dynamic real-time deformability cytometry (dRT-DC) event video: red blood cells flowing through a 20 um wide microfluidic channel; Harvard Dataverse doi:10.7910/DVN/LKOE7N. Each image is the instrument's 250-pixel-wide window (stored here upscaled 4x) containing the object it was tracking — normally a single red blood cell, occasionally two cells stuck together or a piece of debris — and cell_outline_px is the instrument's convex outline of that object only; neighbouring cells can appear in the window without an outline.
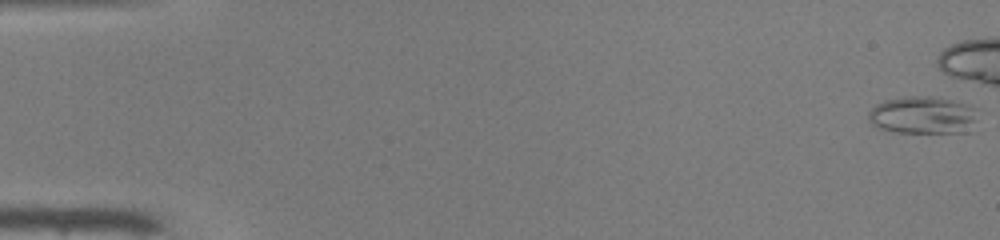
{"species": "common noctule bat (a hibernating species)", "species_latin": "Nyctalus noctula", "temperature_condition": "warm", "stored_images_in_passage": 40, "camera_frame_rate_fps": 3000, "um_per_image_px": 0.085, "animal": {"sex": "male", "body_mass_g": 19.0, "forearm_length_mm": 50.8}, "frame": {"image": 1, "passage_image": 1, "time_ms": 0.0, "image_size_px": [1000, 240], "cell_outline_px": [[980, 108], [972, 132], [896, 132], [880, 128], [872, 124], [868, 120], [868, 112], [876, 104], [884, 100], [904, 96], [936, 96], [956, 100], [972, 104]], "centroid_in_image_um": [78.54, 9.76], "position_along_channel_um": 6.5, "area_um2": 24.68}}
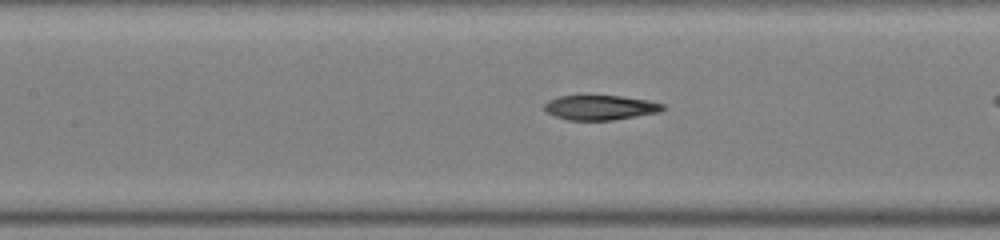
{"frame": {"image": 2, "passage_image": 24, "time_ms": 7.667, "image_size_px": [1000, 240], "cell_outline_px": [[668, 108], [660, 112], [612, 120], [568, 120], [556, 116], [548, 112], [544, 108], [544, 104], [548, 100], [560, 96], [584, 92], [620, 96], [648, 100], [664, 104]], "centroid_in_image_um": [51.02, 9.09], "position_along_channel_um": 156.4, "area_um2": 17.86}}
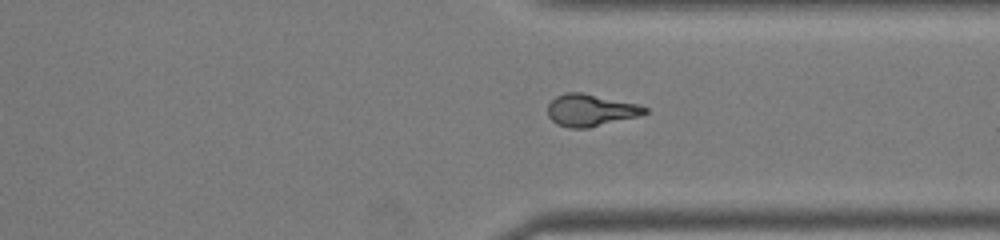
{"frame": {"image": 3, "passage_image": 39, "time_ms": 12.667, "image_size_px": [1000, 240], "cell_outline_px": [[648, 112], [640, 116], [588, 128], [572, 128], [556, 124], [548, 116], [548, 104], [556, 96], [564, 92], [584, 92], [636, 104], [648, 108]], "centroid_in_image_um": [50.19, 9.36], "position_along_channel_um": 361.2, "area_um2": 18.21}}